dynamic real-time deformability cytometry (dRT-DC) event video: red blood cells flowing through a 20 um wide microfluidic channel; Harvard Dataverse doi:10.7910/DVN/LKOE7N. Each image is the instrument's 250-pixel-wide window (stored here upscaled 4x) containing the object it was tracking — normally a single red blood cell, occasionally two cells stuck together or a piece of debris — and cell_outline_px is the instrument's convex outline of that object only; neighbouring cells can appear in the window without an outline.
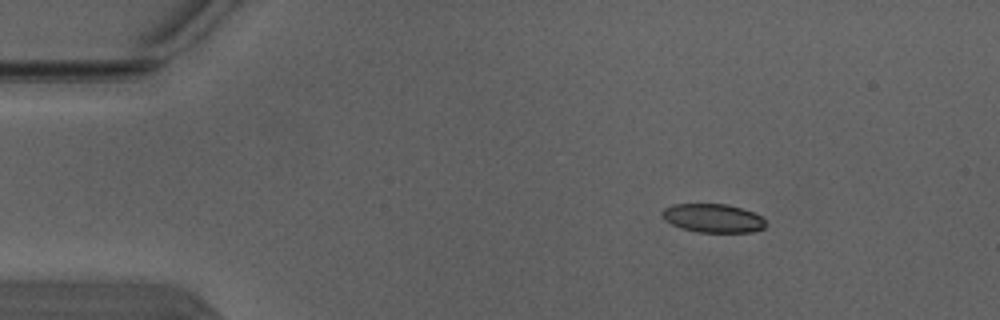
{"species": "Egyptian fruit bat (a non-hibernating species)", "species_latin": "Rousettus aegyptiacus", "temperature_condition": "warm", "stored_images_in_passage": 4, "camera_frame_rate_fps": 3000, "um_per_image_px": 0.085, "animal": {"sex": "male"}, "frame": {"image": 1, "passage_image": 2, "time_ms": 0.333, "image_size_px": [1000, 320], "cell_outline_px": [[768, 224], [764, 228], [752, 232], [696, 232], [680, 228], [664, 220], [660, 212], [664, 208], [672, 204], [728, 204], [752, 212], [760, 216]], "centroid_in_image_um": [60.58, 18.55], "position_along_channel_um": 24.4, "area_um2": 17.4}}